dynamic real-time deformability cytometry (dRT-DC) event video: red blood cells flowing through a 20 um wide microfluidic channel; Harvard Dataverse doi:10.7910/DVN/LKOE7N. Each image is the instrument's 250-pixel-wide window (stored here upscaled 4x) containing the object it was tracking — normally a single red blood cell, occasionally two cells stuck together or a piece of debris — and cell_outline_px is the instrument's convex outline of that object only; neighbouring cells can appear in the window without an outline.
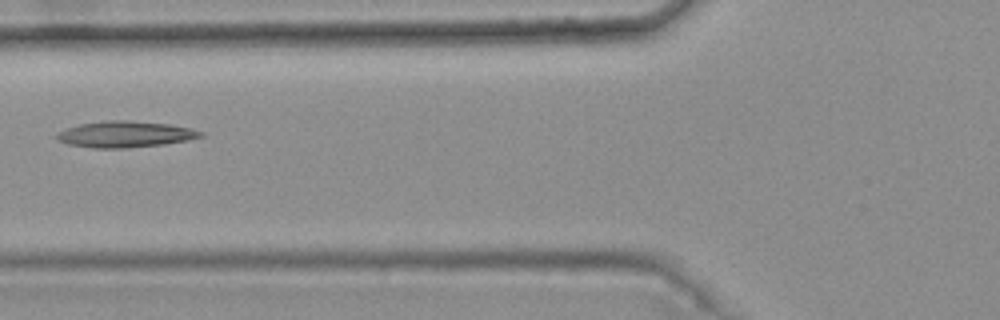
{"species": "common noctule bat (a hibernating species)", "species_latin": "Nyctalus noctula", "temperature_condition": "warm", "stored_images_in_passage": 2, "camera_frame_rate_fps": 3000, "um_per_image_px": 0.085, "animal": {"sex": "female", "body_mass_g": 25.1}, "frame": {"image": 1, "passage_image": 2, "time_ms": 0.333, "image_size_px": [1000, 320], "cell_outline_px": [[204, 136], [188, 140], [164, 144], [124, 148], [92, 148], [68, 144], [56, 140], [52, 136], [56, 132], [80, 124], [108, 120], [128, 120], [168, 124], [192, 128], [204, 132]], "centroid_in_image_um": [10.61, 11.41], "position_along_channel_um": 115.2, "area_um2": 22.14}}